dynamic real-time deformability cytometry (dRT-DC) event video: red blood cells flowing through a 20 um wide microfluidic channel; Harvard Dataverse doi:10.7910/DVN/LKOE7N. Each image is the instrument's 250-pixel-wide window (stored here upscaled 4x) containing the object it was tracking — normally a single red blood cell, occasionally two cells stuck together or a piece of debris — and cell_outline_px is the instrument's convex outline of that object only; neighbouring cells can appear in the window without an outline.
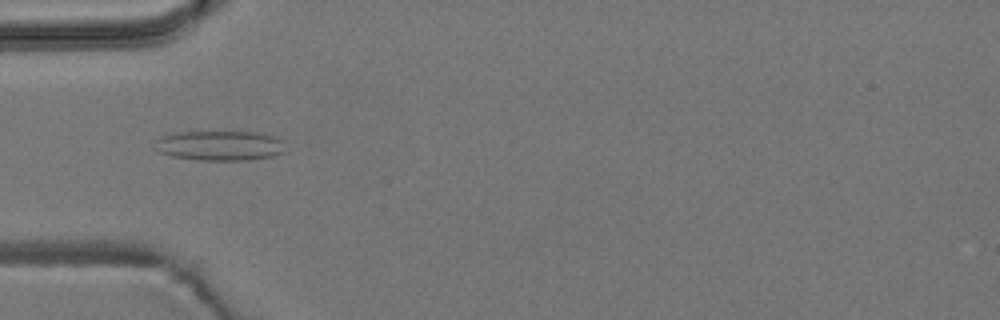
{"species": "common noctule bat (a hibernating species)", "species_latin": "Nyctalus noctula", "temperature_condition": "room temperature", "stored_images_in_passage": 5, "camera_frame_rate_fps": 3000, "um_per_image_px": 0.085, "animal": {"sex": "male", "body_mass_g": 19.2, "forearm_length_mm": 51.8}, "frame": {"image": 1, "passage_image": 5, "time_ms": 4.333, "image_size_px": [1000, 320], "cell_outline_px": [[284, 152], [272, 156], [248, 160], [196, 160], [172, 156], [160, 152], [156, 148], [156, 140], [164, 136], [176, 132], [260, 132], [276, 136], [284, 140]], "centroid_in_image_um": [18.74, 12.37], "position_along_channel_um": 66.3, "area_um2": 22.77}}